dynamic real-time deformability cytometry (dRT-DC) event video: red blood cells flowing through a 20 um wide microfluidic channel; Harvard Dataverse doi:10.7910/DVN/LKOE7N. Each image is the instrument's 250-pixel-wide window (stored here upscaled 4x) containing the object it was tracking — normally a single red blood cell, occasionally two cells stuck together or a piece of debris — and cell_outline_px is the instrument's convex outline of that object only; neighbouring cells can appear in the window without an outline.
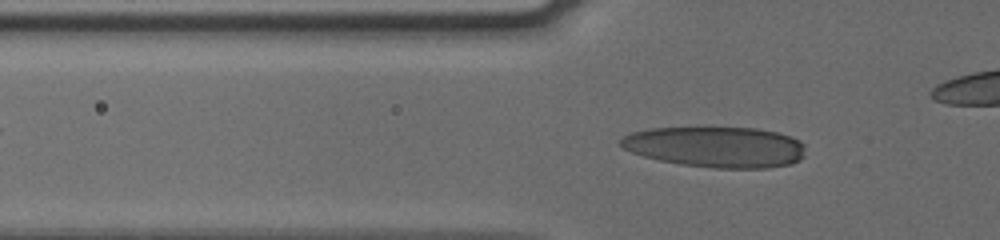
{"species": "human", "species_latin": "Homo sapiens", "temperature_condition": "cold", "stored_images_in_passage": 44, "camera_frame_rate_fps": 3000, "um_per_image_px": 0.085, "donor": {"sex": "male"}, "frame": {"image": 1, "passage_image": 14, "time_ms": 4.333, "image_size_px": [1000, 240], "cell_outline_px": [[804, 156], [800, 160], [788, 164], [768, 168], [712, 168], [680, 164], [660, 160], [644, 156], [632, 152], [624, 148], [620, 144], [620, 140], [624, 136], [632, 132], [652, 128], [756, 128], [776, 132], [792, 136], [800, 140], [804, 144]], "centroid_in_image_um": [60.88, 12.49], "position_along_channel_um": 64.9, "area_um2": 43.81}}
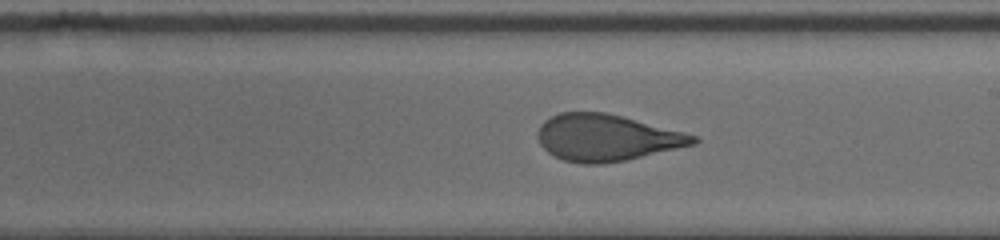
{"frame": {"image": 2, "passage_image": 28, "time_ms": 9.0, "image_size_px": [1000, 240], "cell_outline_px": [[700, 140], [696, 144], [624, 160], [600, 164], [584, 164], [564, 160], [552, 156], [540, 144], [540, 124], [544, 120], [560, 112], [604, 112], [684, 132], [696, 136]], "centroid_in_image_um": [51.55, 11.71], "position_along_channel_um": 237.4, "area_um2": 41.67}}
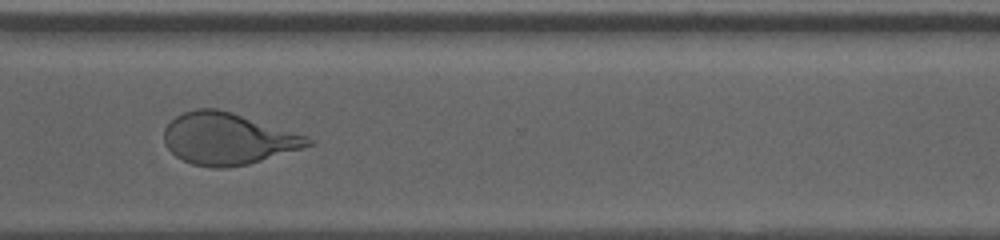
{"frame": {"image": 3, "passage_image": 37, "time_ms": 12.0, "image_size_px": [1000, 240], "cell_outline_px": [[312, 144], [300, 148], [248, 164], [224, 168], [212, 168], [192, 164], [176, 156], [164, 144], [164, 128], [176, 116], [184, 112], [196, 108], [216, 108], [232, 112], [308, 136], [312, 140]], "centroid_in_image_um": [19.32, 11.78], "position_along_channel_um": 351.3, "area_um2": 43.0}}